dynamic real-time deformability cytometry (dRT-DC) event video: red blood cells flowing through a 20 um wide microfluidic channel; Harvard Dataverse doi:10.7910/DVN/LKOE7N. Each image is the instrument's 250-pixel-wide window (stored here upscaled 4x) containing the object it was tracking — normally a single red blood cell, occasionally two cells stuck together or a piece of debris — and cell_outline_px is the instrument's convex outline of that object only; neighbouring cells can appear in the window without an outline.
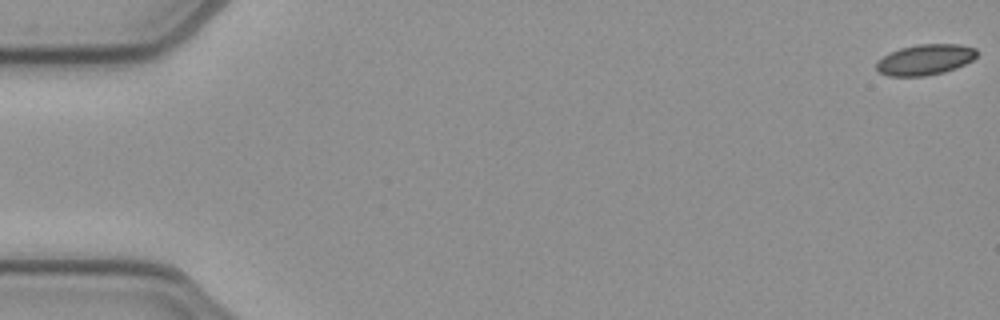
{"species": "common noctule bat (a hibernating species)", "species_latin": "Nyctalus noctula", "temperature_condition": "cold", "stored_images_in_passage": 53, "camera_frame_rate_fps": 3000, "um_per_image_px": 0.085, "animal": {"sex": "female", "body_mass_g": 21.9}, "frame": {"image": 1, "passage_image": 1, "time_ms": 0.0, "image_size_px": [1000, 320], "cell_outline_px": [[976, 56], [972, 60], [956, 68], [944, 72], [924, 76], [888, 76], [880, 72], [876, 68], [876, 60], [900, 48], [920, 44], [960, 44], [976, 48]], "centroid_in_image_um": [78.63, 5.07], "position_along_channel_um": 6.4, "area_um2": 17.86}}
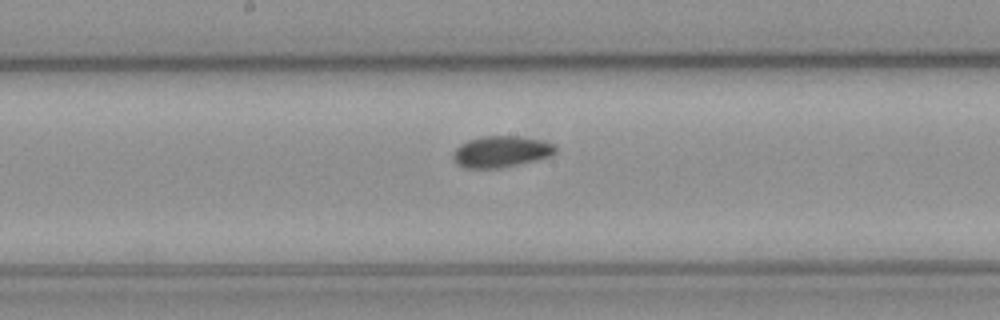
{"frame": {"image": 2, "passage_image": 28, "time_ms": 9.0, "image_size_px": [1000, 320], "cell_outline_px": [[556, 152], [552, 156], [536, 160], [496, 168], [464, 168], [452, 156], [452, 152], [460, 144], [468, 140], [480, 136], [516, 136], [540, 140], [552, 144], [556, 148]], "centroid_in_image_um": [42.58, 12.88], "position_along_channel_um": 205.6, "area_um2": 18.44}}
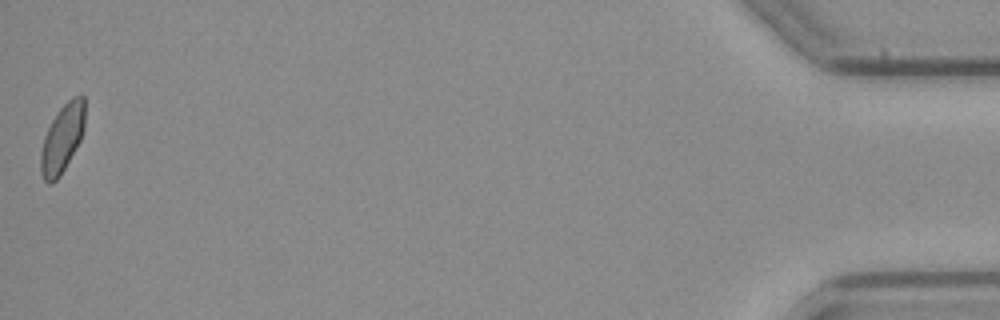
{"frame": {"image": 3, "passage_image": 53, "time_ms": 17.333, "image_size_px": [1000, 320], "cell_outline_px": [[84, 128], [80, 140], [60, 176], [52, 184], [48, 184], [44, 180], [40, 172], [40, 152], [44, 136], [52, 120], [60, 108], [72, 96], [80, 92], [84, 96]], "centroid_in_image_um": [5.28, 11.76], "position_along_channel_um": 429.9, "area_um2": 17.63}, "authors_computed_cell_mechanics": {"area_um2": 18.1492, "velocity_mm_per_s": 3.9109, "shape_relaxation_time_tau1_ms": null, "shape_relaxation_time_tau2_ms": 4.2911, "deformation_change_tau1": null, "deformation_change_tau2": 0.0733}}